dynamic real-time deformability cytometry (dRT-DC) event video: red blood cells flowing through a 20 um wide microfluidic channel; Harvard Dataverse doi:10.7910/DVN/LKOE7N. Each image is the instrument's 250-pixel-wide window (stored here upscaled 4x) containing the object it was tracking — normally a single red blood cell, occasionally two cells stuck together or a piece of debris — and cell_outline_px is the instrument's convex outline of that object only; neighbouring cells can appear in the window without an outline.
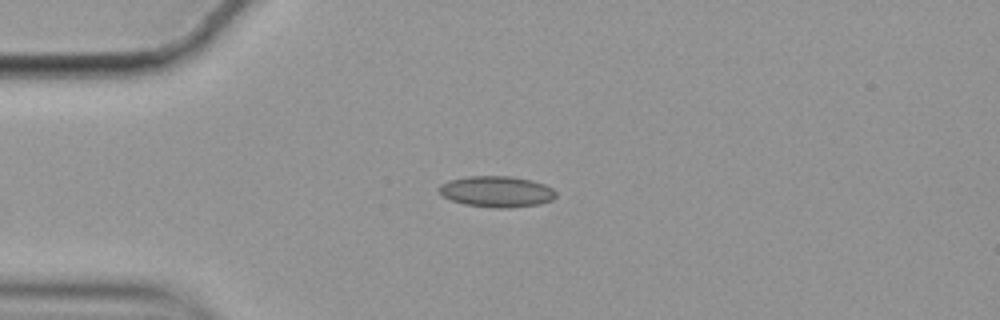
{"species": "common noctule bat (a hibernating species)", "species_latin": "Nyctalus noctula", "temperature_condition": "cold", "stored_images_in_passage": 8, "camera_frame_rate_fps": 3000, "um_per_image_px": 0.085, "animal": {"sex": "female", "body_mass_g": 19.9}, "frame": {"image": 1, "passage_image": 1, "time_ms": 0.0, "image_size_px": [1000, 320], "cell_outline_px": [[556, 196], [552, 200], [540, 204], [508, 208], [492, 208], [464, 204], [452, 200], [444, 196], [436, 188], [440, 184], [452, 180], [468, 176], [508, 176], [532, 180], [544, 184], [552, 188], [556, 192]], "centroid_in_image_um": [42.23, 16.29], "position_along_channel_um": 42.8, "area_um2": 21.15}}
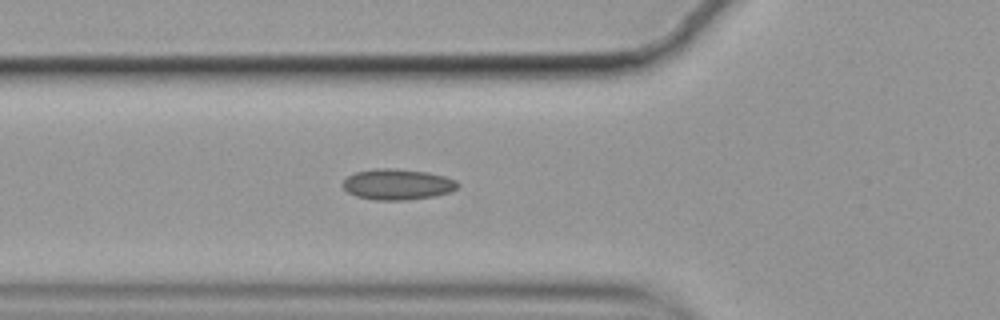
{"frame": {"image": 2, "passage_image": 7, "time_ms": 2.0, "image_size_px": [1000, 320], "cell_outline_px": [[460, 184], [456, 188], [448, 192], [436, 196], [404, 200], [376, 200], [356, 196], [348, 192], [340, 184], [348, 176], [356, 172], [376, 168], [388, 168], [428, 172], [444, 176], [456, 180]], "centroid_in_image_um": [33.77, 15.67], "position_along_channel_um": 92.0, "area_um2": 20.58}}